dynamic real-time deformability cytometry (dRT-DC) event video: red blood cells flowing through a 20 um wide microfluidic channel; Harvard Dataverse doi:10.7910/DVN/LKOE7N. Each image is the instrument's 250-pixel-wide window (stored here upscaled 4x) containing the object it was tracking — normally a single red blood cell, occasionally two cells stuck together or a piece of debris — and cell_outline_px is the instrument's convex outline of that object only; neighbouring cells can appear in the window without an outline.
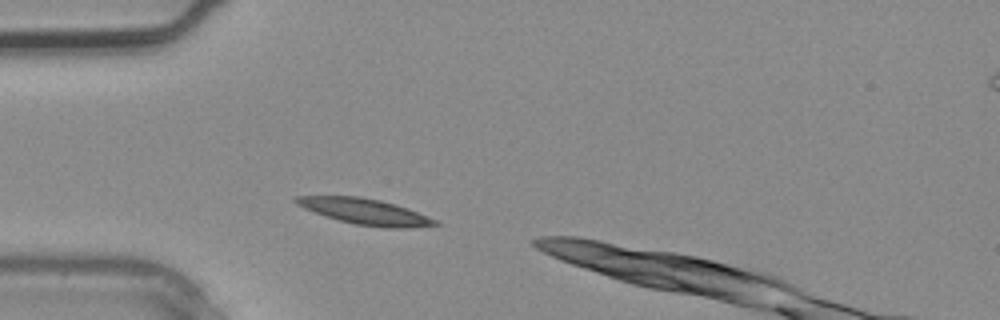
{"species": "common noctule bat (a hibernating species)", "species_latin": "Nyctalus noctula", "temperature_condition": "warm", "stored_images_in_passage": 1, "camera_frame_rate_fps": 3000, "um_per_image_px": 0.085, "animal": {"sex": "male", "body_mass_g": 20.4}, "frame": {"image": 1, "passage_image": 1, "time_ms": 0.0, "image_size_px": [1000, 320], "cell_outline_px": [[440, 224], [412, 228], [384, 228], [356, 224], [340, 220], [304, 208], [296, 204], [292, 200], [296, 196], [360, 196], [380, 200], [396, 204], [408, 208], [436, 220]], "centroid_in_image_um": [31.05, 17.98], "position_along_channel_um": 53.9, "area_um2": 20.75}}